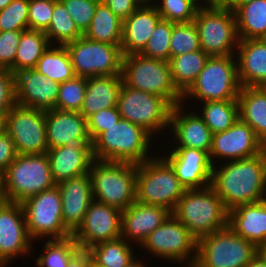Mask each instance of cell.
Instances as JSON below:
<instances>
[{
    "mask_svg": "<svg viewBox=\"0 0 266 267\" xmlns=\"http://www.w3.org/2000/svg\"><path fill=\"white\" fill-rule=\"evenodd\" d=\"M211 186L229 212L266 198V148L259 154L213 166Z\"/></svg>",
    "mask_w": 266,
    "mask_h": 267,
    "instance_id": "obj_1",
    "label": "cell"
},
{
    "mask_svg": "<svg viewBox=\"0 0 266 267\" xmlns=\"http://www.w3.org/2000/svg\"><path fill=\"white\" fill-rule=\"evenodd\" d=\"M153 142L154 138L142 127L120 119L92 142L94 159L137 165L158 153Z\"/></svg>",
    "mask_w": 266,
    "mask_h": 267,
    "instance_id": "obj_2",
    "label": "cell"
},
{
    "mask_svg": "<svg viewBox=\"0 0 266 267\" xmlns=\"http://www.w3.org/2000/svg\"><path fill=\"white\" fill-rule=\"evenodd\" d=\"M172 214L197 240L228 225V211L211 185L185 190Z\"/></svg>",
    "mask_w": 266,
    "mask_h": 267,
    "instance_id": "obj_3",
    "label": "cell"
},
{
    "mask_svg": "<svg viewBox=\"0 0 266 267\" xmlns=\"http://www.w3.org/2000/svg\"><path fill=\"white\" fill-rule=\"evenodd\" d=\"M89 174L93 200L120 211L136 201V164L94 160Z\"/></svg>",
    "mask_w": 266,
    "mask_h": 267,
    "instance_id": "obj_4",
    "label": "cell"
},
{
    "mask_svg": "<svg viewBox=\"0 0 266 267\" xmlns=\"http://www.w3.org/2000/svg\"><path fill=\"white\" fill-rule=\"evenodd\" d=\"M235 55L210 56L195 82L182 95V104L237 100L240 91ZM197 101V102H196Z\"/></svg>",
    "mask_w": 266,
    "mask_h": 267,
    "instance_id": "obj_5",
    "label": "cell"
},
{
    "mask_svg": "<svg viewBox=\"0 0 266 267\" xmlns=\"http://www.w3.org/2000/svg\"><path fill=\"white\" fill-rule=\"evenodd\" d=\"M185 190L171 165L159 156V152L137 164V202L161 206L172 213Z\"/></svg>",
    "mask_w": 266,
    "mask_h": 267,
    "instance_id": "obj_6",
    "label": "cell"
},
{
    "mask_svg": "<svg viewBox=\"0 0 266 267\" xmlns=\"http://www.w3.org/2000/svg\"><path fill=\"white\" fill-rule=\"evenodd\" d=\"M121 76L125 86L159 95L173 107L182 104V94L173 83L168 61L148 58L139 53L125 55Z\"/></svg>",
    "mask_w": 266,
    "mask_h": 267,
    "instance_id": "obj_7",
    "label": "cell"
},
{
    "mask_svg": "<svg viewBox=\"0 0 266 267\" xmlns=\"http://www.w3.org/2000/svg\"><path fill=\"white\" fill-rule=\"evenodd\" d=\"M55 185L47 154H17L4 172V190L8 202L21 204Z\"/></svg>",
    "mask_w": 266,
    "mask_h": 267,
    "instance_id": "obj_8",
    "label": "cell"
},
{
    "mask_svg": "<svg viewBox=\"0 0 266 267\" xmlns=\"http://www.w3.org/2000/svg\"><path fill=\"white\" fill-rule=\"evenodd\" d=\"M117 107L121 119L142 127L155 139L156 144L158 135L160 139H162L163 131L167 135L173 106L161 96L135 90L123 84L119 92Z\"/></svg>",
    "mask_w": 266,
    "mask_h": 267,
    "instance_id": "obj_9",
    "label": "cell"
},
{
    "mask_svg": "<svg viewBox=\"0 0 266 267\" xmlns=\"http://www.w3.org/2000/svg\"><path fill=\"white\" fill-rule=\"evenodd\" d=\"M257 256V246L228 225L197 240L196 261L202 267H246Z\"/></svg>",
    "mask_w": 266,
    "mask_h": 267,
    "instance_id": "obj_10",
    "label": "cell"
},
{
    "mask_svg": "<svg viewBox=\"0 0 266 267\" xmlns=\"http://www.w3.org/2000/svg\"><path fill=\"white\" fill-rule=\"evenodd\" d=\"M152 257L166 260L167 265H190L196 260L197 239L171 213L166 220L151 232L139 247ZM170 263H169V262Z\"/></svg>",
    "mask_w": 266,
    "mask_h": 267,
    "instance_id": "obj_11",
    "label": "cell"
},
{
    "mask_svg": "<svg viewBox=\"0 0 266 267\" xmlns=\"http://www.w3.org/2000/svg\"><path fill=\"white\" fill-rule=\"evenodd\" d=\"M201 50L209 56L235 55L239 37L235 13L231 9H198L193 21Z\"/></svg>",
    "mask_w": 266,
    "mask_h": 267,
    "instance_id": "obj_12",
    "label": "cell"
},
{
    "mask_svg": "<svg viewBox=\"0 0 266 267\" xmlns=\"http://www.w3.org/2000/svg\"><path fill=\"white\" fill-rule=\"evenodd\" d=\"M65 47L75 76L90 78L121 74V45L97 42L82 36Z\"/></svg>",
    "mask_w": 266,
    "mask_h": 267,
    "instance_id": "obj_13",
    "label": "cell"
},
{
    "mask_svg": "<svg viewBox=\"0 0 266 267\" xmlns=\"http://www.w3.org/2000/svg\"><path fill=\"white\" fill-rule=\"evenodd\" d=\"M30 238L60 239L68 230L62 220V199L57 185L44 190L21 203Z\"/></svg>",
    "mask_w": 266,
    "mask_h": 267,
    "instance_id": "obj_14",
    "label": "cell"
},
{
    "mask_svg": "<svg viewBox=\"0 0 266 267\" xmlns=\"http://www.w3.org/2000/svg\"><path fill=\"white\" fill-rule=\"evenodd\" d=\"M6 132L19 155L46 154V111L15 104L6 114Z\"/></svg>",
    "mask_w": 266,
    "mask_h": 267,
    "instance_id": "obj_15",
    "label": "cell"
},
{
    "mask_svg": "<svg viewBox=\"0 0 266 267\" xmlns=\"http://www.w3.org/2000/svg\"><path fill=\"white\" fill-rule=\"evenodd\" d=\"M34 241L30 238L20 203L0 205V265L9 267L20 257L33 253ZM15 260V261H14Z\"/></svg>",
    "mask_w": 266,
    "mask_h": 267,
    "instance_id": "obj_16",
    "label": "cell"
},
{
    "mask_svg": "<svg viewBox=\"0 0 266 267\" xmlns=\"http://www.w3.org/2000/svg\"><path fill=\"white\" fill-rule=\"evenodd\" d=\"M265 148L252 127L239 118L227 130L213 134L209 155L214 166L222 162L253 157Z\"/></svg>",
    "mask_w": 266,
    "mask_h": 267,
    "instance_id": "obj_17",
    "label": "cell"
},
{
    "mask_svg": "<svg viewBox=\"0 0 266 267\" xmlns=\"http://www.w3.org/2000/svg\"><path fill=\"white\" fill-rule=\"evenodd\" d=\"M168 146L166 143L167 149L162 147L163 151H157L162 152L159 155L171 165L180 184L186 190L211 185L213 164L208 152L195 148L170 147L169 144Z\"/></svg>",
    "mask_w": 266,
    "mask_h": 267,
    "instance_id": "obj_18",
    "label": "cell"
},
{
    "mask_svg": "<svg viewBox=\"0 0 266 267\" xmlns=\"http://www.w3.org/2000/svg\"><path fill=\"white\" fill-rule=\"evenodd\" d=\"M168 132L173 137L172 143L169 142L171 147L195 148L208 153L211 150L213 134L194 108L189 110L183 104L174 106Z\"/></svg>",
    "mask_w": 266,
    "mask_h": 267,
    "instance_id": "obj_19",
    "label": "cell"
},
{
    "mask_svg": "<svg viewBox=\"0 0 266 267\" xmlns=\"http://www.w3.org/2000/svg\"><path fill=\"white\" fill-rule=\"evenodd\" d=\"M60 83L39 73L35 68L15 74V101L22 107L42 111L56 106Z\"/></svg>",
    "mask_w": 266,
    "mask_h": 267,
    "instance_id": "obj_20",
    "label": "cell"
},
{
    "mask_svg": "<svg viewBox=\"0 0 266 267\" xmlns=\"http://www.w3.org/2000/svg\"><path fill=\"white\" fill-rule=\"evenodd\" d=\"M171 212L161 206L135 201L121 211V237L135 246H141L148 235L159 227Z\"/></svg>",
    "mask_w": 266,
    "mask_h": 267,
    "instance_id": "obj_21",
    "label": "cell"
},
{
    "mask_svg": "<svg viewBox=\"0 0 266 267\" xmlns=\"http://www.w3.org/2000/svg\"><path fill=\"white\" fill-rule=\"evenodd\" d=\"M56 185L61 193L63 224L68 231H76L93 201L90 174L63 180Z\"/></svg>",
    "mask_w": 266,
    "mask_h": 267,
    "instance_id": "obj_22",
    "label": "cell"
},
{
    "mask_svg": "<svg viewBox=\"0 0 266 267\" xmlns=\"http://www.w3.org/2000/svg\"><path fill=\"white\" fill-rule=\"evenodd\" d=\"M53 181L63 180L89 173L93 155L92 143H73L48 149L47 153Z\"/></svg>",
    "mask_w": 266,
    "mask_h": 267,
    "instance_id": "obj_23",
    "label": "cell"
},
{
    "mask_svg": "<svg viewBox=\"0 0 266 267\" xmlns=\"http://www.w3.org/2000/svg\"><path fill=\"white\" fill-rule=\"evenodd\" d=\"M46 136L49 149L73 143H92L86 118L80 112L55 108L46 111Z\"/></svg>",
    "mask_w": 266,
    "mask_h": 267,
    "instance_id": "obj_24",
    "label": "cell"
},
{
    "mask_svg": "<svg viewBox=\"0 0 266 267\" xmlns=\"http://www.w3.org/2000/svg\"><path fill=\"white\" fill-rule=\"evenodd\" d=\"M161 19L153 4H141L122 21L121 50L123 56L140 53Z\"/></svg>",
    "mask_w": 266,
    "mask_h": 267,
    "instance_id": "obj_25",
    "label": "cell"
},
{
    "mask_svg": "<svg viewBox=\"0 0 266 267\" xmlns=\"http://www.w3.org/2000/svg\"><path fill=\"white\" fill-rule=\"evenodd\" d=\"M77 231L94 245L117 239L121 236V211L93 200Z\"/></svg>",
    "mask_w": 266,
    "mask_h": 267,
    "instance_id": "obj_26",
    "label": "cell"
},
{
    "mask_svg": "<svg viewBox=\"0 0 266 267\" xmlns=\"http://www.w3.org/2000/svg\"><path fill=\"white\" fill-rule=\"evenodd\" d=\"M235 57L241 87H266V45L260 39L239 40Z\"/></svg>",
    "mask_w": 266,
    "mask_h": 267,
    "instance_id": "obj_27",
    "label": "cell"
},
{
    "mask_svg": "<svg viewBox=\"0 0 266 267\" xmlns=\"http://www.w3.org/2000/svg\"><path fill=\"white\" fill-rule=\"evenodd\" d=\"M228 226L256 246L266 243V198L230 210Z\"/></svg>",
    "mask_w": 266,
    "mask_h": 267,
    "instance_id": "obj_28",
    "label": "cell"
},
{
    "mask_svg": "<svg viewBox=\"0 0 266 267\" xmlns=\"http://www.w3.org/2000/svg\"><path fill=\"white\" fill-rule=\"evenodd\" d=\"M121 74L86 78V93L80 113L87 119L96 112L117 106Z\"/></svg>",
    "mask_w": 266,
    "mask_h": 267,
    "instance_id": "obj_29",
    "label": "cell"
},
{
    "mask_svg": "<svg viewBox=\"0 0 266 267\" xmlns=\"http://www.w3.org/2000/svg\"><path fill=\"white\" fill-rule=\"evenodd\" d=\"M237 101L239 118L266 147V87H241Z\"/></svg>",
    "mask_w": 266,
    "mask_h": 267,
    "instance_id": "obj_30",
    "label": "cell"
},
{
    "mask_svg": "<svg viewBox=\"0 0 266 267\" xmlns=\"http://www.w3.org/2000/svg\"><path fill=\"white\" fill-rule=\"evenodd\" d=\"M83 36L97 42L121 45L122 20L103 1H100L91 24Z\"/></svg>",
    "mask_w": 266,
    "mask_h": 267,
    "instance_id": "obj_31",
    "label": "cell"
},
{
    "mask_svg": "<svg viewBox=\"0 0 266 267\" xmlns=\"http://www.w3.org/2000/svg\"><path fill=\"white\" fill-rule=\"evenodd\" d=\"M209 57L203 50H197L170 58L171 77L182 95L195 82Z\"/></svg>",
    "mask_w": 266,
    "mask_h": 267,
    "instance_id": "obj_32",
    "label": "cell"
},
{
    "mask_svg": "<svg viewBox=\"0 0 266 267\" xmlns=\"http://www.w3.org/2000/svg\"><path fill=\"white\" fill-rule=\"evenodd\" d=\"M50 45L44 31L31 29L22 31L13 64V74L34 69Z\"/></svg>",
    "mask_w": 266,
    "mask_h": 267,
    "instance_id": "obj_33",
    "label": "cell"
},
{
    "mask_svg": "<svg viewBox=\"0 0 266 267\" xmlns=\"http://www.w3.org/2000/svg\"><path fill=\"white\" fill-rule=\"evenodd\" d=\"M197 106L200 109L194 110H197V114L209 127L212 134L227 130L239 119L237 100L207 101Z\"/></svg>",
    "mask_w": 266,
    "mask_h": 267,
    "instance_id": "obj_34",
    "label": "cell"
},
{
    "mask_svg": "<svg viewBox=\"0 0 266 267\" xmlns=\"http://www.w3.org/2000/svg\"><path fill=\"white\" fill-rule=\"evenodd\" d=\"M234 13L239 40L259 39L266 32V0L241 5Z\"/></svg>",
    "mask_w": 266,
    "mask_h": 267,
    "instance_id": "obj_35",
    "label": "cell"
},
{
    "mask_svg": "<svg viewBox=\"0 0 266 267\" xmlns=\"http://www.w3.org/2000/svg\"><path fill=\"white\" fill-rule=\"evenodd\" d=\"M35 69L60 84L75 76L70 55L65 46L50 45L38 60Z\"/></svg>",
    "mask_w": 266,
    "mask_h": 267,
    "instance_id": "obj_36",
    "label": "cell"
},
{
    "mask_svg": "<svg viewBox=\"0 0 266 267\" xmlns=\"http://www.w3.org/2000/svg\"><path fill=\"white\" fill-rule=\"evenodd\" d=\"M134 246L121 236L96 244L94 264L97 267H126L137 257Z\"/></svg>",
    "mask_w": 266,
    "mask_h": 267,
    "instance_id": "obj_37",
    "label": "cell"
},
{
    "mask_svg": "<svg viewBox=\"0 0 266 267\" xmlns=\"http://www.w3.org/2000/svg\"><path fill=\"white\" fill-rule=\"evenodd\" d=\"M51 45L65 46L83 36L60 0H54L52 19L45 31Z\"/></svg>",
    "mask_w": 266,
    "mask_h": 267,
    "instance_id": "obj_38",
    "label": "cell"
},
{
    "mask_svg": "<svg viewBox=\"0 0 266 267\" xmlns=\"http://www.w3.org/2000/svg\"><path fill=\"white\" fill-rule=\"evenodd\" d=\"M60 240L69 254L68 267H92L94 265L95 245L76 231H67Z\"/></svg>",
    "mask_w": 266,
    "mask_h": 267,
    "instance_id": "obj_39",
    "label": "cell"
},
{
    "mask_svg": "<svg viewBox=\"0 0 266 267\" xmlns=\"http://www.w3.org/2000/svg\"><path fill=\"white\" fill-rule=\"evenodd\" d=\"M86 93V78L74 76L60 84L55 109L80 112Z\"/></svg>",
    "mask_w": 266,
    "mask_h": 267,
    "instance_id": "obj_40",
    "label": "cell"
},
{
    "mask_svg": "<svg viewBox=\"0 0 266 267\" xmlns=\"http://www.w3.org/2000/svg\"><path fill=\"white\" fill-rule=\"evenodd\" d=\"M197 50H201V46L195 23H173L170 58Z\"/></svg>",
    "mask_w": 266,
    "mask_h": 267,
    "instance_id": "obj_41",
    "label": "cell"
},
{
    "mask_svg": "<svg viewBox=\"0 0 266 267\" xmlns=\"http://www.w3.org/2000/svg\"><path fill=\"white\" fill-rule=\"evenodd\" d=\"M172 28V22L161 19L156 25L146 46L139 54L148 58L169 62Z\"/></svg>",
    "mask_w": 266,
    "mask_h": 267,
    "instance_id": "obj_42",
    "label": "cell"
},
{
    "mask_svg": "<svg viewBox=\"0 0 266 267\" xmlns=\"http://www.w3.org/2000/svg\"><path fill=\"white\" fill-rule=\"evenodd\" d=\"M153 5L163 20L175 24L193 22L199 9L190 0H154Z\"/></svg>",
    "mask_w": 266,
    "mask_h": 267,
    "instance_id": "obj_43",
    "label": "cell"
},
{
    "mask_svg": "<svg viewBox=\"0 0 266 267\" xmlns=\"http://www.w3.org/2000/svg\"><path fill=\"white\" fill-rule=\"evenodd\" d=\"M29 0H12L0 11V32L24 31L28 26Z\"/></svg>",
    "mask_w": 266,
    "mask_h": 267,
    "instance_id": "obj_44",
    "label": "cell"
},
{
    "mask_svg": "<svg viewBox=\"0 0 266 267\" xmlns=\"http://www.w3.org/2000/svg\"><path fill=\"white\" fill-rule=\"evenodd\" d=\"M41 254L34 260L35 267H68L69 254L60 239L45 240Z\"/></svg>",
    "mask_w": 266,
    "mask_h": 267,
    "instance_id": "obj_45",
    "label": "cell"
},
{
    "mask_svg": "<svg viewBox=\"0 0 266 267\" xmlns=\"http://www.w3.org/2000/svg\"><path fill=\"white\" fill-rule=\"evenodd\" d=\"M78 29L84 34L89 28L96 7L101 0H60Z\"/></svg>",
    "mask_w": 266,
    "mask_h": 267,
    "instance_id": "obj_46",
    "label": "cell"
},
{
    "mask_svg": "<svg viewBox=\"0 0 266 267\" xmlns=\"http://www.w3.org/2000/svg\"><path fill=\"white\" fill-rule=\"evenodd\" d=\"M53 9L54 0H29V29L45 32L51 23Z\"/></svg>",
    "mask_w": 266,
    "mask_h": 267,
    "instance_id": "obj_47",
    "label": "cell"
},
{
    "mask_svg": "<svg viewBox=\"0 0 266 267\" xmlns=\"http://www.w3.org/2000/svg\"><path fill=\"white\" fill-rule=\"evenodd\" d=\"M121 119L118 107H110L100 110L86 119L87 132L93 142L102 132Z\"/></svg>",
    "mask_w": 266,
    "mask_h": 267,
    "instance_id": "obj_48",
    "label": "cell"
},
{
    "mask_svg": "<svg viewBox=\"0 0 266 267\" xmlns=\"http://www.w3.org/2000/svg\"><path fill=\"white\" fill-rule=\"evenodd\" d=\"M22 31L0 32V68L13 73V64Z\"/></svg>",
    "mask_w": 266,
    "mask_h": 267,
    "instance_id": "obj_49",
    "label": "cell"
},
{
    "mask_svg": "<svg viewBox=\"0 0 266 267\" xmlns=\"http://www.w3.org/2000/svg\"><path fill=\"white\" fill-rule=\"evenodd\" d=\"M15 104V75L0 68V114H7Z\"/></svg>",
    "mask_w": 266,
    "mask_h": 267,
    "instance_id": "obj_50",
    "label": "cell"
},
{
    "mask_svg": "<svg viewBox=\"0 0 266 267\" xmlns=\"http://www.w3.org/2000/svg\"><path fill=\"white\" fill-rule=\"evenodd\" d=\"M17 152L11 136L5 132L0 135V171H6L10 163L16 158Z\"/></svg>",
    "mask_w": 266,
    "mask_h": 267,
    "instance_id": "obj_51",
    "label": "cell"
},
{
    "mask_svg": "<svg viewBox=\"0 0 266 267\" xmlns=\"http://www.w3.org/2000/svg\"><path fill=\"white\" fill-rule=\"evenodd\" d=\"M122 21L129 17L141 4L136 0H101Z\"/></svg>",
    "mask_w": 266,
    "mask_h": 267,
    "instance_id": "obj_52",
    "label": "cell"
},
{
    "mask_svg": "<svg viewBox=\"0 0 266 267\" xmlns=\"http://www.w3.org/2000/svg\"><path fill=\"white\" fill-rule=\"evenodd\" d=\"M233 0H205V8L231 9Z\"/></svg>",
    "mask_w": 266,
    "mask_h": 267,
    "instance_id": "obj_53",
    "label": "cell"
},
{
    "mask_svg": "<svg viewBox=\"0 0 266 267\" xmlns=\"http://www.w3.org/2000/svg\"><path fill=\"white\" fill-rule=\"evenodd\" d=\"M7 202L4 190V173L0 171V205Z\"/></svg>",
    "mask_w": 266,
    "mask_h": 267,
    "instance_id": "obj_54",
    "label": "cell"
},
{
    "mask_svg": "<svg viewBox=\"0 0 266 267\" xmlns=\"http://www.w3.org/2000/svg\"><path fill=\"white\" fill-rule=\"evenodd\" d=\"M148 255H147V259H146V261L144 262V257L142 256L141 258L140 257H136L128 266H126V267H148V265H145L146 264V262H147V260H148ZM139 258H140V260H139Z\"/></svg>",
    "mask_w": 266,
    "mask_h": 267,
    "instance_id": "obj_55",
    "label": "cell"
},
{
    "mask_svg": "<svg viewBox=\"0 0 266 267\" xmlns=\"http://www.w3.org/2000/svg\"><path fill=\"white\" fill-rule=\"evenodd\" d=\"M246 267H266V263L257 255Z\"/></svg>",
    "mask_w": 266,
    "mask_h": 267,
    "instance_id": "obj_56",
    "label": "cell"
},
{
    "mask_svg": "<svg viewBox=\"0 0 266 267\" xmlns=\"http://www.w3.org/2000/svg\"><path fill=\"white\" fill-rule=\"evenodd\" d=\"M257 255L266 263V243L257 246Z\"/></svg>",
    "mask_w": 266,
    "mask_h": 267,
    "instance_id": "obj_57",
    "label": "cell"
},
{
    "mask_svg": "<svg viewBox=\"0 0 266 267\" xmlns=\"http://www.w3.org/2000/svg\"><path fill=\"white\" fill-rule=\"evenodd\" d=\"M254 0H233L232 11L234 12L239 6L253 2Z\"/></svg>",
    "mask_w": 266,
    "mask_h": 267,
    "instance_id": "obj_58",
    "label": "cell"
},
{
    "mask_svg": "<svg viewBox=\"0 0 266 267\" xmlns=\"http://www.w3.org/2000/svg\"><path fill=\"white\" fill-rule=\"evenodd\" d=\"M6 132V114H0V135Z\"/></svg>",
    "mask_w": 266,
    "mask_h": 267,
    "instance_id": "obj_59",
    "label": "cell"
},
{
    "mask_svg": "<svg viewBox=\"0 0 266 267\" xmlns=\"http://www.w3.org/2000/svg\"><path fill=\"white\" fill-rule=\"evenodd\" d=\"M199 9L205 8V0H190Z\"/></svg>",
    "mask_w": 266,
    "mask_h": 267,
    "instance_id": "obj_60",
    "label": "cell"
},
{
    "mask_svg": "<svg viewBox=\"0 0 266 267\" xmlns=\"http://www.w3.org/2000/svg\"><path fill=\"white\" fill-rule=\"evenodd\" d=\"M12 0H0V11L7 7Z\"/></svg>",
    "mask_w": 266,
    "mask_h": 267,
    "instance_id": "obj_61",
    "label": "cell"
},
{
    "mask_svg": "<svg viewBox=\"0 0 266 267\" xmlns=\"http://www.w3.org/2000/svg\"><path fill=\"white\" fill-rule=\"evenodd\" d=\"M139 4H153L154 0H136Z\"/></svg>",
    "mask_w": 266,
    "mask_h": 267,
    "instance_id": "obj_62",
    "label": "cell"
},
{
    "mask_svg": "<svg viewBox=\"0 0 266 267\" xmlns=\"http://www.w3.org/2000/svg\"><path fill=\"white\" fill-rule=\"evenodd\" d=\"M190 267H202L196 260L190 264Z\"/></svg>",
    "mask_w": 266,
    "mask_h": 267,
    "instance_id": "obj_63",
    "label": "cell"
},
{
    "mask_svg": "<svg viewBox=\"0 0 266 267\" xmlns=\"http://www.w3.org/2000/svg\"><path fill=\"white\" fill-rule=\"evenodd\" d=\"M259 39L266 45V32Z\"/></svg>",
    "mask_w": 266,
    "mask_h": 267,
    "instance_id": "obj_64",
    "label": "cell"
},
{
    "mask_svg": "<svg viewBox=\"0 0 266 267\" xmlns=\"http://www.w3.org/2000/svg\"><path fill=\"white\" fill-rule=\"evenodd\" d=\"M180 267H190V265H179Z\"/></svg>",
    "mask_w": 266,
    "mask_h": 267,
    "instance_id": "obj_65",
    "label": "cell"
}]
</instances>
